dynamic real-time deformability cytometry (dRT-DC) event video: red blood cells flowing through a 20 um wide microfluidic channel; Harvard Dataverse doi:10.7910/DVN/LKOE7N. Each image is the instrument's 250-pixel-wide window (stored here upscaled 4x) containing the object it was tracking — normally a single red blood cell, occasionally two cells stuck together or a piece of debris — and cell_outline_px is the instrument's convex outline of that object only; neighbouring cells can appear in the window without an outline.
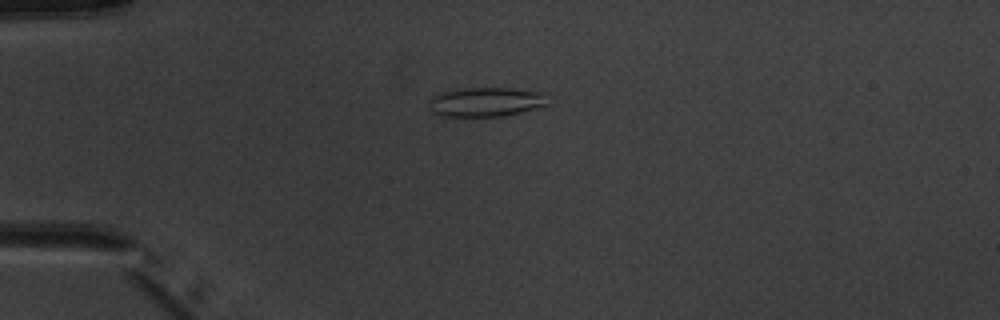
{"species": "common noctule bat (a hibernating species)", "species_latin": "Nyctalus noctula", "temperature_condition": "warm", "stored_images_in_passage": 6, "camera_frame_rate_fps": 3000, "um_per_image_px": 0.085, "animal": {"sex": "male", "body_mass_g": 20.1, "forearm_length_mm": 53.5}, "frame": {"image": 1, "passage_image": 6, "time_ms": 6.0, "image_size_px": [1000, 320], "cell_outline_px": [[548, 104], [520, 112], [500, 116], [452, 120], [440, 116], [432, 112], [428, 104], [428, 100], [432, 96], [440, 92], [456, 88], [512, 88], [548, 92]], "centroid_in_image_um": [41.22, 8.69], "position_along_channel_um": 43.8, "area_um2": 21.5}}